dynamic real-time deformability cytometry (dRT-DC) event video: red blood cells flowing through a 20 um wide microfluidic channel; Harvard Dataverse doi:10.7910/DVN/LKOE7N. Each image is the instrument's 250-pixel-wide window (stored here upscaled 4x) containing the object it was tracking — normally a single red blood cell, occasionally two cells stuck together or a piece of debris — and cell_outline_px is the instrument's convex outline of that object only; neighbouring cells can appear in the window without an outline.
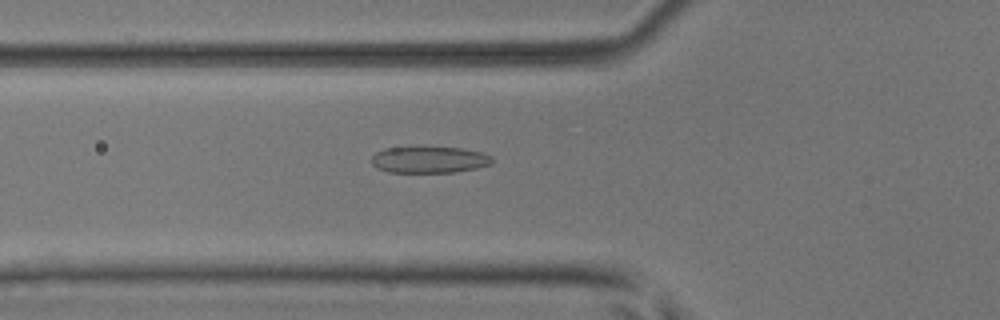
{"species": "common noctule bat (a hibernating species)", "species_latin": "Nyctalus noctula", "temperature_condition": "room temperature", "stored_images_in_passage": 51, "camera_frame_rate_fps": 3000, "um_per_image_px": 0.085, "animal": {"sex": "male", "body_mass_g": 17.9, "forearm_length_mm": 54.2}, "frame": {"image": 1, "passage_image": 19, "time_ms": 6.0, "image_size_px": [1000, 320], "cell_outline_px": [[492, 164], [476, 168], [452, 172], [388, 172], [376, 168], [372, 164], [372, 156], [376, 152], [384, 148], [460, 148], [480, 152], [492, 156]], "centroid_in_image_um": [36.47, 13.59], "position_along_channel_um": 89.3, "area_um2": 18.32}}
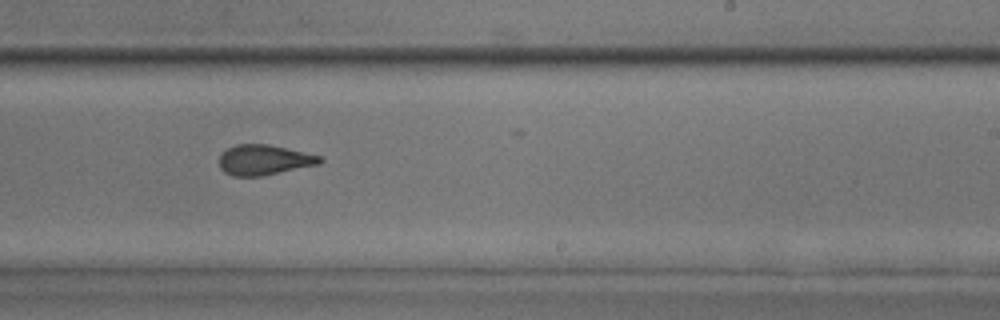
{"frame": {"image": 2, "passage_image": 32, "time_ms": 10.333, "image_size_px": [1000, 320], "cell_outline_px": [[324, 160], [320, 164], [260, 176], [232, 176], [224, 172], [220, 168], [220, 156], [228, 148], [236, 144], [268, 144], [324, 156]], "centroid_in_image_um": [22.48, 13.59], "position_along_channel_um": 266.5, "area_um2": 17.74}}
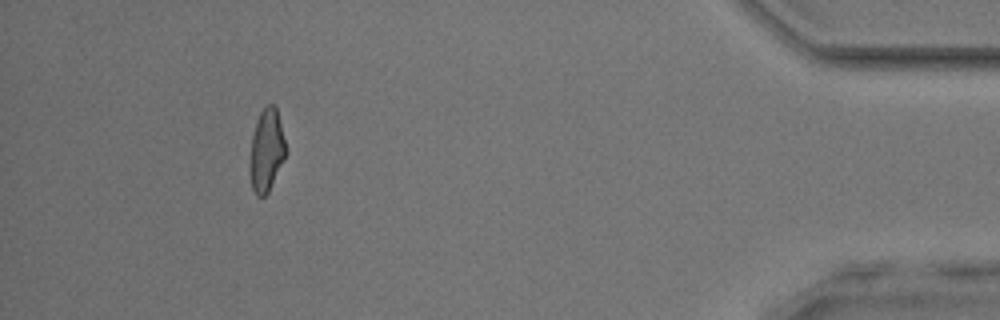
{"frame": {"image": 3, "passage_image": 47, "time_ms": 15.333, "image_size_px": [1000, 320], "cell_outline_px": [[288, 152], [268, 192], [264, 196], [256, 196], [252, 188], [248, 172], [252, 136], [256, 120], [260, 112], [268, 104], [272, 104], [276, 108], [288, 148]], "centroid_in_image_um": [22.65, 12.8], "position_along_channel_um": 412.5, "area_um2": 17.63}, "authors_computed_cell_mechanics": {"area_um2": 18.3804, "velocity_mm_per_s": 4.0921, "shape_relaxation_time_tau1_ms": 5.6783, "shape_relaxation_time_tau2_ms": 1.9289, "deformation_change_tau1": 0.1768, "deformation_change_tau2": 0.1127}}